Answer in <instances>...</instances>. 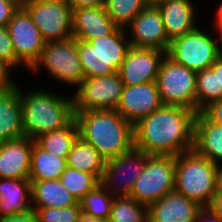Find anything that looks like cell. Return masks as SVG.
<instances>
[{
  "label": "cell",
  "mask_w": 222,
  "mask_h": 222,
  "mask_svg": "<svg viewBox=\"0 0 222 222\" xmlns=\"http://www.w3.org/2000/svg\"><path fill=\"white\" fill-rule=\"evenodd\" d=\"M159 67L157 86L163 105L182 106L196 112V73L167 55Z\"/></svg>",
  "instance_id": "obj_6"
},
{
  "label": "cell",
  "mask_w": 222,
  "mask_h": 222,
  "mask_svg": "<svg viewBox=\"0 0 222 222\" xmlns=\"http://www.w3.org/2000/svg\"><path fill=\"white\" fill-rule=\"evenodd\" d=\"M79 137V129L75 119L66 127L45 133L34 141L47 152L58 157L67 158L73 143Z\"/></svg>",
  "instance_id": "obj_27"
},
{
  "label": "cell",
  "mask_w": 222,
  "mask_h": 222,
  "mask_svg": "<svg viewBox=\"0 0 222 222\" xmlns=\"http://www.w3.org/2000/svg\"><path fill=\"white\" fill-rule=\"evenodd\" d=\"M24 9L46 43L72 38L73 10L67 1L31 0Z\"/></svg>",
  "instance_id": "obj_10"
},
{
  "label": "cell",
  "mask_w": 222,
  "mask_h": 222,
  "mask_svg": "<svg viewBox=\"0 0 222 222\" xmlns=\"http://www.w3.org/2000/svg\"><path fill=\"white\" fill-rule=\"evenodd\" d=\"M2 180V181H1ZM29 194V196H28ZM31 182L29 179L0 178V218L25 214L31 210Z\"/></svg>",
  "instance_id": "obj_23"
},
{
  "label": "cell",
  "mask_w": 222,
  "mask_h": 222,
  "mask_svg": "<svg viewBox=\"0 0 222 222\" xmlns=\"http://www.w3.org/2000/svg\"><path fill=\"white\" fill-rule=\"evenodd\" d=\"M151 4H155V3H157L158 1H160V0H148Z\"/></svg>",
  "instance_id": "obj_48"
},
{
  "label": "cell",
  "mask_w": 222,
  "mask_h": 222,
  "mask_svg": "<svg viewBox=\"0 0 222 222\" xmlns=\"http://www.w3.org/2000/svg\"><path fill=\"white\" fill-rule=\"evenodd\" d=\"M133 33L130 45L137 48L156 49L167 52V38L161 13L155 4L145 7L128 25Z\"/></svg>",
  "instance_id": "obj_16"
},
{
  "label": "cell",
  "mask_w": 222,
  "mask_h": 222,
  "mask_svg": "<svg viewBox=\"0 0 222 222\" xmlns=\"http://www.w3.org/2000/svg\"><path fill=\"white\" fill-rule=\"evenodd\" d=\"M78 86L76 96L73 98L74 112L115 110L124 89L118 72L84 78Z\"/></svg>",
  "instance_id": "obj_9"
},
{
  "label": "cell",
  "mask_w": 222,
  "mask_h": 222,
  "mask_svg": "<svg viewBox=\"0 0 222 222\" xmlns=\"http://www.w3.org/2000/svg\"><path fill=\"white\" fill-rule=\"evenodd\" d=\"M215 187L216 194H222V166L220 165L217 167Z\"/></svg>",
  "instance_id": "obj_43"
},
{
  "label": "cell",
  "mask_w": 222,
  "mask_h": 222,
  "mask_svg": "<svg viewBox=\"0 0 222 222\" xmlns=\"http://www.w3.org/2000/svg\"><path fill=\"white\" fill-rule=\"evenodd\" d=\"M196 114L186 107L162 105L134 125V147L162 156L193 150Z\"/></svg>",
  "instance_id": "obj_1"
},
{
  "label": "cell",
  "mask_w": 222,
  "mask_h": 222,
  "mask_svg": "<svg viewBox=\"0 0 222 222\" xmlns=\"http://www.w3.org/2000/svg\"><path fill=\"white\" fill-rule=\"evenodd\" d=\"M217 165L194 150L175 156V191L208 207L216 194Z\"/></svg>",
  "instance_id": "obj_4"
},
{
  "label": "cell",
  "mask_w": 222,
  "mask_h": 222,
  "mask_svg": "<svg viewBox=\"0 0 222 222\" xmlns=\"http://www.w3.org/2000/svg\"><path fill=\"white\" fill-rule=\"evenodd\" d=\"M59 180L77 202L100 184L95 175L68 166Z\"/></svg>",
  "instance_id": "obj_30"
},
{
  "label": "cell",
  "mask_w": 222,
  "mask_h": 222,
  "mask_svg": "<svg viewBox=\"0 0 222 222\" xmlns=\"http://www.w3.org/2000/svg\"><path fill=\"white\" fill-rule=\"evenodd\" d=\"M201 208L174 190L148 206V222H195Z\"/></svg>",
  "instance_id": "obj_17"
},
{
  "label": "cell",
  "mask_w": 222,
  "mask_h": 222,
  "mask_svg": "<svg viewBox=\"0 0 222 222\" xmlns=\"http://www.w3.org/2000/svg\"><path fill=\"white\" fill-rule=\"evenodd\" d=\"M0 222H37L36 213L33 209L25 214H15L0 218Z\"/></svg>",
  "instance_id": "obj_37"
},
{
  "label": "cell",
  "mask_w": 222,
  "mask_h": 222,
  "mask_svg": "<svg viewBox=\"0 0 222 222\" xmlns=\"http://www.w3.org/2000/svg\"><path fill=\"white\" fill-rule=\"evenodd\" d=\"M150 156L151 155L145 153L144 151L133 147L132 149L119 155L118 157L107 160L105 163L103 175L100 180V184L108 190L110 187H112V183L117 179L116 176L121 175L120 173L123 170L124 173L126 171H130L129 173H131V176L127 175V180L124 179L125 181L123 180L124 182L122 184H116V188H111L114 189L111 193L113 195L115 193V197L130 196L133 189V185L140 173H142L147 159Z\"/></svg>",
  "instance_id": "obj_13"
},
{
  "label": "cell",
  "mask_w": 222,
  "mask_h": 222,
  "mask_svg": "<svg viewBox=\"0 0 222 222\" xmlns=\"http://www.w3.org/2000/svg\"><path fill=\"white\" fill-rule=\"evenodd\" d=\"M18 10L11 2L0 0V26H7L13 14Z\"/></svg>",
  "instance_id": "obj_36"
},
{
  "label": "cell",
  "mask_w": 222,
  "mask_h": 222,
  "mask_svg": "<svg viewBox=\"0 0 222 222\" xmlns=\"http://www.w3.org/2000/svg\"><path fill=\"white\" fill-rule=\"evenodd\" d=\"M175 189V156L151 155L133 185L130 197L150 206Z\"/></svg>",
  "instance_id": "obj_7"
},
{
  "label": "cell",
  "mask_w": 222,
  "mask_h": 222,
  "mask_svg": "<svg viewBox=\"0 0 222 222\" xmlns=\"http://www.w3.org/2000/svg\"><path fill=\"white\" fill-rule=\"evenodd\" d=\"M6 27L18 61L32 69L46 43L40 30L25 9H18Z\"/></svg>",
  "instance_id": "obj_12"
},
{
  "label": "cell",
  "mask_w": 222,
  "mask_h": 222,
  "mask_svg": "<svg viewBox=\"0 0 222 222\" xmlns=\"http://www.w3.org/2000/svg\"><path fill=\"white\" fill-rule=\"evenodd\" d=\"M106 0H67L72 10L88 7H101L105 5Z\"/></svg>",
  "instance_id": "obj_38"
},
{
  "label": "cell",
  "mask_w": 222,
  "mask_h": 222,
  "mask_svg": "<svg viewBox=\"0 0 222 222\" xmlns=\"http://www.w3.org/2000/svg\"><path fill=\"white\" fill-rule=\"evenodd\" d=\"M208 208L222 221V194H215Z\"/></svg>",
  "instance_id": "obj_40"
},
{
  "label": "cell",
  "mask_w": 222,
  "mask_h": 222,
  "mask_svg": "<svg viewBox=\"0 0 222 222\" xmlns=\"http://www.w3.org/2000/svg\"><path fill=\"white\" fill-rule=\"evenodd\" d=\"M210 122L222 125V99L211 102L200 111Z\"/></svg>",
  "instance_id": "obj_35"
},
{
  "label": "cell",
  "mask_w": 222,
  "mask_h": 222,
  "mask_svg": "<svg viewBox=\"0 0 222 222\" xmlns=\"http://www.w3.org/2000/svg\"><path fill=\"white\" fill-rule=\"evenodd\" d=\"M163 105L156 81L124 86L116 111L133 126Z\"/></svg>",
  "instance_id": "obj_14"
},
{
  "label": "cell",
  "mask_w": 222,
  "mask_h": 222,
  "mask_svg": "<svg viewBox=\"0 0 222 222\" xmlns=\"http://www.w3.org/2000/svg\"><path fill=\"white\" fill-rule=\"evenodd\" d=\"M19 97L24 137L35 140L68 126L75 119L73 99L41 90L23 95L20 89Z\"/></svg>",
  "instance_id": "obj_3"
},
{
  "label": "cell",
  "mask_w": 222,
  "mask_h": 222,
  "mask_svg": "<svg viewBox=\"0 0 222 222\" xmlns=\"http://www.w3.org/2000/svg\"><path fill=\"white\" fill-rule=\"evenodd\" d=\"M219 32H220V37H219L220 39L219 40H220V45H221L222 44V28L219 30Z\"/></svg>",
  "instance_id": "obj_47"
},
{
  "label": "cell",
  "mask_w": 222,
  "mask_h": 222,
  "mask_svg": "<svg viewBox=\"0 0 222 222\" xmlns=\"http://www.w3.org/2000/svg\"><path fill=\"white\" fill-rule=\"evenodd\" d=\"M193 150L217 166L222 161V125L210 122L201 112L195 117Z\"/></svg>",
  "instance_id": "obj_22"
},
{
  "label": "cell",
  "mask_w": 222,
  "mask_h": 222,
  "mask_svg": "<svg viewBox=\"0 0 222 222\" xmlns=\"http://www.w3.org/2000/svg\"><path fill=\"white\" fill-rule=\"evenodd\" d=\"M218 81L219 90H222V55L218 57Z\"/></svg>",
  "instance_id": "obj_45"
},
{
  "label": "cell",
  "mask_w": 222,
  "mask_h": 222,
  "mask_svg": "<svg viewBox=\"0 0 222 222\" xmlns=\"http://www.w3.org/2000/svg\"><path fill=\"white\" fill-rule=\"evenodd\" d=\"M79 137L107 161L134 147V126L116 110L75 112Z\"/></svg>",
  "instance_id": "obj_2"
},
{
  "label": "cell",
  "mask_w": 222,
  "mask_h": 222,
  "mask_svg": "<svg viewBox=\"0 0 222 222\" xmlns=\"http://www.w3.org/2000/svg\"><path fill=\"white\" fill-rule=\"evenodd\" d=\"M208 218V219H207ZM222 222L208 207H202L195 219V222Z\"/></svg>",
  "instance_id": "obj_39"
},
{
  "label": "cell",
  "mask_w": 222,
  "mask_h": 222,
  "mask_svg": "<svg viewBox=\"0 0 222 222\" xmlns=\"http://www.w3.org/2000/svg\"><path fill=\"white\" fill-rule=\"evenodd\" d=\"M108 220L110 222H148V206L130 196L117 197L112 204Z\"/></svg>",
  "instance_id": "obj_29"
},
{
  "label": "cell",
  "mask_w": 222,
  "mask_h": 222,
  "mask_svg": "<svg viewBox=\"0 0 222 222\" xmlns=\"http://www.w3.org/2000/svg\"><path fill=\"white\" fill-rule=\"evenodd\" d=\"M221 99L222 90H219L217 58L210 68L196 73V113L211 102Z\"/></svg>",
  "instance_id": "obj_28"
},
{
  "label": "cell",
  "mask_w": 222,
  "mask_h": 222,
  "mask_svg": "<svg viewBox=\"0 0 222 222\" xmlns=\"http://www.w3.org/2000/svg\"><path fill=\"white\" fill-rule=\"evenodd\" d=\"M217 29L220 30L222 28V4L220 8L218 9V14H217Z\"/></svg>",
  "instance_id": "obj_46"
},
{
  "label": "cell",
  "mask_w": 222,
  "mask_h": 222,
  "mask_svg": "<svg viewBox=\"0 0 222 222\" xmlns=\"http://www.w3.org/2000/svg\"><path fill=\"white\" fill-rule=\"evenodd\" d=\"M117 28L104 6L72 11V37L77 40L87 42L99 36L110 35Z\"/></svg>",
  "instance_id": "obj_19"
},
{
  "label": "cell",
  "mask_w": 222,
  "mask_h": 222,
  "mask_svg": "<svg viewBox=\"0 0 222 222\" xmlns=\"http://www.w3.org/2000/svg\"><path fill=\"white\" fill-rule=\"evenodd\" d=\"M31 209L36 213L37 222H78L81 212L79 202L69 207Z\"/></svg>",
  "instance_id": "obj_33"
},
{
  "label": "cell",
  "mask_w": 222,
  "mask_h": 222,
  "mask_svg": "<svg viewBox=\"0 0 222 222\" xmlns=\"http://www.w3.org/2000/svg\"><path fill=\"white\" fill-rule=\"evenodd\" d=\"M18 9H24L31 0H7Z\"/></svg>",
  "instance_id": "obj_44"
},
{
  "label": "cell",
  "mask_w": 222,
  "mask_h": 222,
  "mask_svg": "<svg viewBox=\"0 0 222 222\" xmlns=\"http://www.w3.org/2000/svg\"><path fill=\"white\" fill-rule=\"evenodd\" d=\"M107 194V190L99 184L94 190L90 191L80 201L82 210L91 213L100 220H108L111 213V207L114 202V197Z\"/></svg>",
  "instance_id": "obj_32"
},
{
  "label": "cell",
  "mask_w": 222,
  "mask_h": 222,
  "mask_svg": "<svg viewBox=\"0 0 222 222\" xmlns=\"http://www.w3.org/2000/svg\"><path fill=\"white\" fill-rule=\"evenodd\" d=\"M166 55L174 62L198 72L210 68L222 55V50L216 40L196 28L172 40Z\"/></svg>",
  "instance_id": "obj_8"
},
{
  "label": "cell",
  "mask_w": 222,
  "mask_h": 222,
  "mask_svg": "<svg viewBox=\"0 0 222 222\" xmlns=\"http://www.w3.org/2000/svg\"><path fill=\"white\" fill-rule=\"evenodd\" d=\"M66 167L67 158L47 152L32 140L30 181L60 179Z\"/></svg>",
  "instance_id": "obj_25"
},
{
  "label": "cell",
  "mask_w": 222,
  "mask_h": 222,
  "mask_svg": "<svg viewBox=\"0 0 222 222\" xmlns=\"http://www.w3.org/2000/svg\"><path fill=\"white\" fill-rule=\"evenodd\" d=\"M125 29L118 27L112 34L87 42L77 40L76 46L85 78L111 75L119 71L130 41L125 42Z\"/></svg>",
  "instance_id": "obj_5"
},
{
  "label": "cell",
  "mask_w": 222,
  "mask_h": 222,
  "mask_svg": "<svg viewBox=\"0 0 222 222\" xmlns=\"http://www.w3.org/2000/svg\"><path fill=\"white\" fill-rule=\"evenodd\" d=\"M155 5L161 13L170 42L197 28L194 23L195 10L189 0H160Z\"/></svg>",
  "instance_id": "obj_21"
},
{
  "label": "cell",
  "mask_w": 222,
  "mask_h": 222,
  "mask_svg": "<svg viewBox=\"0 0 222 222\" xmlns=\"http://www.w3.org/2000/svg\"><path fill=\"white\" fill-rule=\"evenodd\" d=\"M148 0H106L105 10L118 27H126L148 5Z\"/></svg>",
  "instance_id": "obj_31"
},
{
  "label": "cell",
  "mask_w": 222,
  "mask_h": 222,
  "mask_svg": "<svg viewBox=\"0 0 222 222\" xmlns=\"http://www.w3.org/2000/svg\"><path fill=\"white\" fill-rule=\"evenodd\" d=\"M165 51L130 47L118 71L124 86H134L157 80Z\"/></svg>",
  "instance_id": "obj_15"
},
{
  "label": "cell",
  "mask_w": 222,
  "mask_h": 222,
  "mask_svg": "<svg viewBox=\"0 0 222 222\" xmlns=\"http://www.w3.org/2000/svg\"><path fill=\"white\" fill-rule=\"evenodd\" d=\"M9 71L0 62V85L12 83L13 81L9 78Z\"/></svg>",
  "instance_id": "obj_42"
},
{
  "label": "cell",
  "mask_w": 222,
  "mask_h": 222,
  "mask_svg": "<svg viewBox=\"0 0 222 222\" xmlns=\"http://www.w3.org/2000/svg\"><path fill=\"white\" fill-rule=\"evenodd\" d=\"M101 221L102 220L95 217L91 213H88L87 211L81 209L78 222H101Z\"/></svg>",
  "instance_id": "obj_41"
},
{
  "label": "cell",
  "mask_w": 222,
  "mask_h": 222,
  "mask_svg": "<svg viewBox=\"0 0 222 222\" xmlns=\"http://www.w3.org/2000/svg\"><path fill=\"white\" fill-rule=\"evenodd\" d=\"M106 160L98 150L83 141L80 137L73 143L67 156V166L77 170L91 173L99 180L103 175Z\"/></svg>",
  "instance_id": "obj_26"
},
{
  "label": "cell",
  "mask_w": 222,
  "mask_h": 222,
  "mask_svg": "<svg viewBox=\"0 0 222 222\" xmlns=\"http://www.w3.org/2000/svg\"><path fill=\"white\" fill-rule=\"evenodd\" d=\"M41 64L55 78L68 84L77 86L85 78L73 37L45 43L41 57L31 71H36Z\"/></svg>",
  "instance_id": "obj_11"
},
{
  "label": "cell",
  "mask_w": 222,
  "mask_h": 222,
  "mask_svg": "<svg viewBox=\"0 0 222 222\" xmlns=\"http://www.w3.org/2000/svg\"><path fill=\"white\" fill-rule=\"evenodd\" d=\"M24 137L18 85H0V143Z\"/></svg>",
  "instance_id": "obj_20"
},
{
  "label": "cell",
  "mask_w": 222,
  "mask_h": 222,
  "mask_svg": "<svg viewBox=\"0 0 222 222\" xmlns=\"http://www.w3.org/2000/svg\"><path fill=\"white\" fill-rule=\"evenodd\" d=\"M30 182L32 208H61L78 203L59 179Z\"/></svg>",
  "instance_id": "obj_24"
},
{
  "label": "cell",
  "mask_w": 222,
  "mask_h": 222,
  "mask_svg": "<svg viewBox=\"0 0 222 222\" xmlns=\"http://www.w3.org/2000/svg\"><path fill=\"white\" fill-rule=\"evenodd\" d=\"M31 153L29 137L0 143V178L29 179Z\"/></svg>",
  "instance_id": "obj_18"
},
{
  "label": "cell",
  "mask_w": 222,
  "mask_h": 222,
  "mask_svg": "<svg viewBox=\"0 0 222 222\" xmlns=\"http://www.w3.org/2000/svg\"><path fill=\"white\" fill-rule=\"evenodd\" d=\"M0 62L7 70L20 64L6 26H0Z\"/></svg>",
  "instance_id": "obj_34"
}]
</instances>
